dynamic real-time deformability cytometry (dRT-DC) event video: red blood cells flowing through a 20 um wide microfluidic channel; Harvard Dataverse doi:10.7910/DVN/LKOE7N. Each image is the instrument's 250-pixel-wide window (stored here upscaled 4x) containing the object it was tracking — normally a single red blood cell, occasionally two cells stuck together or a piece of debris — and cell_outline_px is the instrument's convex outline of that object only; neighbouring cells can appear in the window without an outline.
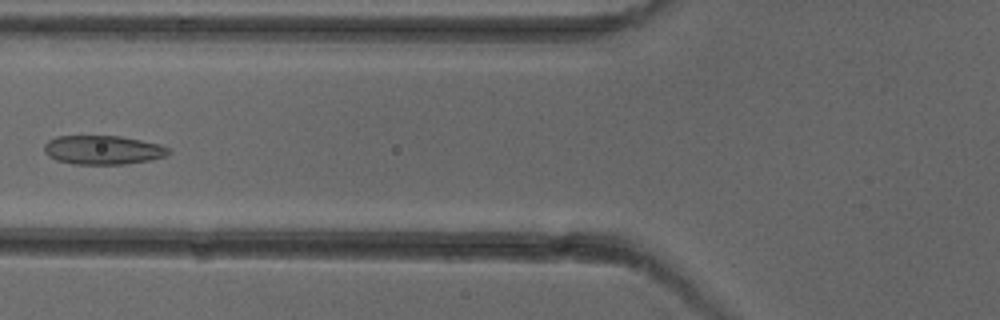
{"species": "common noctule bat (a hibernating species)", "species_latin": "Nyctalus noctula", "temperature_condition": "cold", "stored_images_in_passage": 6, "camera_frame_rate_fps": 3000, "um_per_image_px": 0.085, "animal": {"sex": "female"}, "frame": {"image": 1, "passage_image": 5, "time_ms": 5.667, "image_size_px": [1000, 320], "cell_outline_px": [[172, 152], [168, 156], [148, 160], [124, 164], [72, 164], [56, 160], [48, 156], [44, 152], [44, 144], [48, 140], [56, 136], [120, 136], [160, 144], [168, 148]], "centroid_in_image_um": [8.74, 12.74], "position_along_channel_um": 117.1, "area_um2": 21.1}}
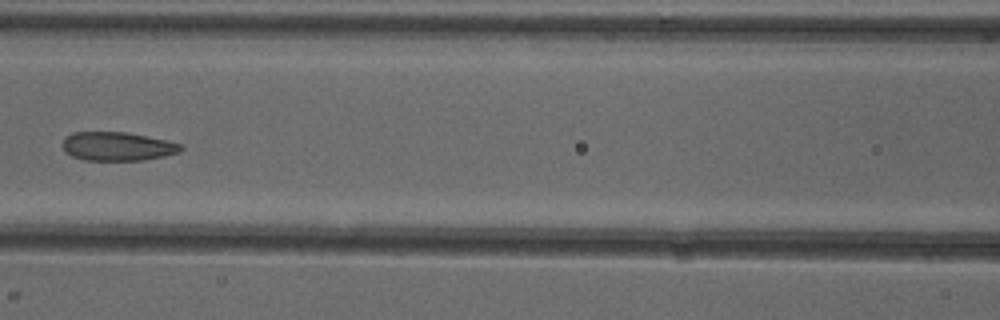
{"frame": {"image": 2, "passage_image": 6, "time_ms": 6.667, "image_size_px": [1000, 320], "cell_outline_px": [[184, 148], [180, 152], [164, 156], [140, 160], [84, 160], [72, 156], [64, 148], [64, 136], [72, 132], [124, 132], [168, 140], [180, 144]], "centroid_in_image_um": [10.0, 12.43], "position_along_channel_um": 156.6, "area_um2": 19.65}}